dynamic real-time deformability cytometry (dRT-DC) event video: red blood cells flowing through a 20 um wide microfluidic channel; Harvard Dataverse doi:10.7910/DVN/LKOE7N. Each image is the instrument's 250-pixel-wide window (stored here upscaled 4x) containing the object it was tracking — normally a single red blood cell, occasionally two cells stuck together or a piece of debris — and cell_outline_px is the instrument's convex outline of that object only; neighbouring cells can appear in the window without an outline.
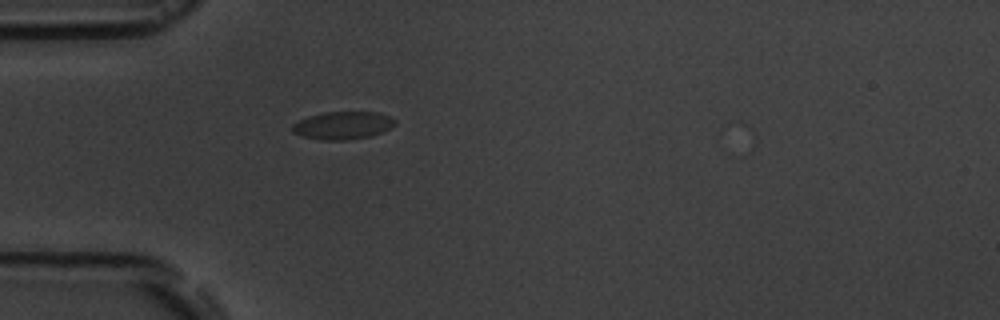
{"species": "common noctule bat (a hibernating species)", "species_latin": "Nyctalus noctula", "temperature_condition": "room temperature", "stored_images_in_passage": 2, "camera_frame_rate_fps": 3000, "um_per_image_px": 0.085, "animal": {"sex": "male", "body_mass_g": 19.5, "forearm_length_mm": 54.6}, "frame": {"image": 1, "passage_image": 2, "time_ms": 2.333, "image_size_px": [1000, 320], "cell_outline_px": [[396, 124], [372, 136], [348, 140], [320, 140], [304, 136], [292, 132], [292, 124], [308, 116], [324, 112], [380, 112], [396, 120]], "centroid_in_image_um": [29.13, 10.66], "position_along_channel_um": 55.9, "area_um2": 16.59}}